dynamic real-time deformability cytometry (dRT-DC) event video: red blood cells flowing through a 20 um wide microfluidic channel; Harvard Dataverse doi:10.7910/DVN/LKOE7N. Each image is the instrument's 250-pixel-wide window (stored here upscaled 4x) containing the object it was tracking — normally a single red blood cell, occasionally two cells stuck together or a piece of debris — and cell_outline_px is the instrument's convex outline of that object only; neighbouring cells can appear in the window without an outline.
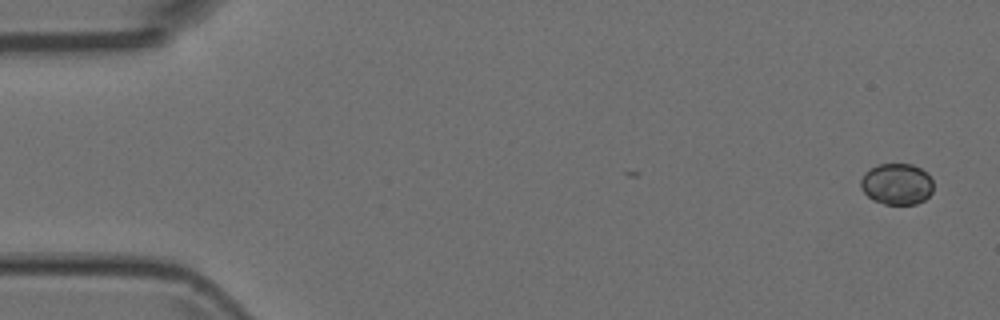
{"species": "Egyptian fruit bat (a non-hibernating species)", "species_latin": "Rousettus aegyptiacus", "temperature_condition": "room temperature", "stored_images_in_passage": 3, "camera_frame_rate_fps": 3000, "um_per_image_px": 0.085, "animal": {"sex": "female"}, "frame": {"image": 1, "passage_image": 1, "time_ms": 0.0, "image_size_px": [1000, 320], "cell_outline_px": [[932, 192], [924, 200], [916, 204], [884, 204], [872, 200], [860, 188], [860, 180], [864, 172], [876, 164], [912, 164], [920, 168], [932, 180]], "centroid_in_image_um": [76.18, 15.64], "position_along_channel_um": 8.8, "area_um2": 17.51}}